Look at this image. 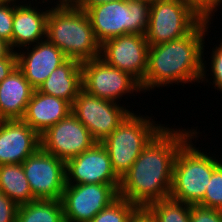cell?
Instances as JSON below:
<instances>
[{
    "label": "cell",
    "instance_id": "obj_1",
    "mask_svg": "<svg viewBox=\"0 0 222 222\" xmlns=\"http://www.w3.org/2000/svg\"><path fill=\"white\" fill-rule=\"evenodd\" d=\"M166 126L144 148L120 179L118 196L140 210L170 196L173 165L180 147L197 131Z\"/></svg>",
    "mask_w": 222,
    "mask_h": 222
},
{
    "label": "cell",
    "instance_id": "obj_2",
    "mask_svg": "<svg viewBox=\"0 0 222 222\" xmlns=\"http://www.w3.org/2000/svg\"><path fill=\"white\" fill-rule=\"evenodd\" d=\"M212 23L201 21L188 35L149 46L147 69L140 83L143 94L160 87L200 84L205 36ZM196 82V83H195ZM174 83V85H173Z\"/></svg>",
    "mask_w": 222,
    "mask_h": 222
},
{
    "label": "cell",
    "instance_id": "obj_3",
    "mask_svg": "<svg viewBox=\"0 0 222 222\" xmlns=\"http://www.w3.org/2000/svg\"><path fill=\"white\" fill-rule=\"evenodd\" d=\"M46 39L68 59L82 63L100 57L101 44L94 36L89 17L74 5L51 6L46 20Z\"/></svg>",
    "mask_w": 222,
    "mask_h": 222
},
{
    "label": "cell",
    "instance_id": "obj_4",
    "mask_svg": "<svg viewBox=\"0 0 222 222\" xmlns=\"http://www.w3.org/2000/svg\"><path fill=\"white\" fill-rule=\"evenodd\" d=\"M198 134L199 130L180 147L176 154L169 196L191 205L198 204L204 198L213 171L222 163V159L215 153H211L212 156L210 150L207 153V150L203 151L204 148L199 150L200 147L194 145L198 142Z\"/></svg>",
    "mask_w": 222,
    "mask_h": 222
},
{
    "label": "cell",
    "instance_id": "obj_5",
    "mask_svg": "<svg viewBox=\"0 0 222 222\" xmlns=\"http://www.w3.org/2000/svg\"><path fill=\"white\" fill-rule=\"evenodd\" d=\"M156 122V123H155ZM165 127L152 116L132 112L101 142L107 149L116 176L121 179L144 148Z\"/></svg>",
    "mask_w": 222,
    "mask_h": 222
},
{
    "label": "cell",
    "instance_id": "obj_6",
    "mask_svg": "<svg viewBox=\"0 0 222 222\" xmlns=\"http://www.w3.org/2000/svg\"><path fill=\"white\" fill-rule=\"evenodd\" d=\"M151 2L146 0H118L90 7L87 13L96 40L126 35H145L149 26Z\"/></svg>",
    "mask_w": 222,
    "mask_h": 222
},
{
    "label": "cell",
    "instance_id": "obj_7",
    "mask_svg": "<svg viewBox=\"0 0 222 222\" xmlns=\"http://www.w3.org/2000/svg\"><path fill=\"white\" fill-rule=\"evenodd\" d=\"M201 21L182 0H153L146 40L153 46L182 38Z\"/></svg>",
    "mask_w": 222,
    "mask_h": 222
},
{
    "label": "cell",
    "instance_id": "obj_8",
    "mask_svg": "<svg viewBox=\"0 0 222 222\" xmlns=\"http://www.w3.org/2000/svg\"><path fill=\"white\" fill-rule=\"evenodd\" d=\"M81 70L82 89L101 99L120 104L119 101L126 95L131 98L135 96L134 93H143L140 83L134 77L110 66L100 57L82 62Z\"/></svg>",
    "mask_w": 222,
    "mask_h": 222
},
{
    "label": "cell",
    "instance_id": "obj_9",
    "mask_svg": "<svg viewBox=\"0 0 222 222\" xmlns=\"http://www.w3.org/2000/svg\"><path fill=\"white\" fill-rule=\"evenodd\" d=\"M130 106L101 99L81 89L72 104V114L90 131L92 138L103 142L132 112Z\"/></svg>",
    "mask_w": 222,
    "mask_h": 222
},
{
    "label": "cell",
    "instance_id": "obj_10",
    "mask_svg": "<svg viewBox=\"0 0 222 222\" xmlns=\"http://www.w3.org/2000/svg\"><path fill=\"white\" fill-rule=\"evenodd\" d=\"M120 184H66L61 202L65 222H90L118 197Z\"/></svg>",
    "mask_w": 222,
    "mask_h": 222
},
{
    "label": "cell",
    "instance_id": "obj_11",
    "mask_svg": "<svg viewBox=\"0 0 222 222\" xmlns=\"http://www.w3.org/2000/svg\"><path fill=\"white\" fill-rule=\"evenodd\" d=\"M22 167L35 200H61L66 186L65 161L40 147Z\"/></svg>",
    "mask_w": 222,
    "mask_h": 222
},
{
    "label": "cell",
    "instance_id": "obj_12",
    "mask_svg": "<svg viewBox=\"0 0 222 222\" xmlns=\"http://www.w3.org/2000/svg\"><path fill=\"white\" fill-rule=\"evenodd\" d=\"M148 50L145 35L126 34L104 41L100 47V58L141 83L147 69Z\"/></svg>",
    "mask_w": 222,
    "mask_h": 222
},
{
    "label": "cell",
    "instance_id": "obj_13",
    "mask_svg": "<svg viewBox=\"0 0 222 222\" xmlns=\"http://www.w3.org/2000/svg\"><path fill=\"white\" fill-rule=\"evenodd\" d=\"M41 148L67 161L91 148L96 141L72 112L40 135Z\"/></svg>",
    "mask_w": 222,
    "mask_h": 222
},
{
    "label": "cell",
    "instance_id": "obj_14",
    "mask_svg": "<svg viewBox=\"0 0 222 222\" xmlns=\"http://www.w3.org/2000/svg\"><path fill=\"white\" fill-rule=\"evenodd\" d=\"M66 184H120L107 149L96 142L85 152L65 162Z\"/></svg>",
    "mask_w": 222,
    "mask_h": 222
},
{
    "label": "cell",
    "instance_id": "obj_15",
    "mask_svg": "<svg viewBox=\"0 0 222 222\" xmlns=\"http://www.w3.org/2000/svg\"><path fill=\"white\" fill-rule=\"evenodd\" d=\"M24 48L16 52L17 67L34 89H38L50 73L68 59L47 39Z\"/></svg>",
    "mask_w": 222,
    "mask_h": 222
},
{
    "label": "cell",
    "instance_id": "obj_16",
    "mask_svg": "<svg viewBox=\"0 0 222 222\" xmlns=\"http://www.w3.org/2000/svg\"><path fill=\"white\" fill-rule=\"evenodd\" d=\"M40 147V135L27 123L0 120V165L22 164Z\"/></svg>",
    "mask_w": 222,
    "mask_h": 222
},
{
    "label": "cell",
    "instance_id": "obj_17",
    "mask_svg": "<svg viewBox=\"0 0 222 222\" xmlns=\"http://www.w3.org/2000/svg\"><path fill=\"white\" fill-rule=\"evenodd\" d=\"M33 3L35 2L14 5L12 50L15 52L46 39V20L50 5L40 10L42 5L38 9L37 3L35 6Z\"/></svg>",
    "mask_w": 222,
    "mask_h": 222
},
{
    "label": "cell",
    "instance_id": "obj_18",
    "mask_svg": "<svg viewBox=\"0 0 222 222\" xmlns=\"http://www.w3.org/2000/svg\"><path fill=\"white\" fill-rule=\"evenodd\" d=\"M72 105L59 97L34 90L21 119L39 135L71 113Z\"/></svg>",
    "mask_w": 222,
    "mask_h": 222
},
{
    "label": "cell",
    "instance_id": "obj_19",
    "mask_svg": "<svg viewBox=\"0 0 222 222\" xmlns=\"http://www.w3.org/2000/svg\"><path fill=\"white\" fill-rule=\"evenodd\" d=\"M34 90L16 67L0 82V120H21Z\"/></svg>",
    "mask_w": 222,
    "mask_h": 222
},
{
    "label": "cell",
    "instance_id": "obj_20",
    "mask_svg": "<svg viewBox=\"0 0 222 222\" xmlns=\"http://www.w3.org/2000/svg\"><path fill=\"white\" fill-rule=\"evenodd\" d=\"M81 89V62L67 59L50 73L37 90L46 95L62 98L72 105Z\"/></svg>",
    "mask_w": 222,
    "mask_h": 222
},
{
    "label": "cell",
    "instance_id": "obj_21",
    "mask_svg": "<svg viewBox=\"0 0 222 222\" xmlns=\"http://www.w3.org/2000/svg\"><path fill=\"white\" fill-rule=\"evenodd\" d=\"M0 192L18 206L35 201L22 164L0 165Z\"/></svg>",
    "mask_w": 222,
    "mask_h": 222
},
{
    "label": "cell",
    "instance_id": "obj_22",
    "mask_svg": "<svg viewBox=\"0 0 222 222\" xmlns=\"http://www.w3.org/2000/svg\"><path fill=\"white\" fill-rule=\"evenodd\" d=\"M16 222H65L61 200H35L18 206Z\"/></svg>",
    "mask_w": 222,
    "mask_h": 222
},
{
    "label": "cell",
    "instance_id": "obj_23",
    "mask_svg": "<svg viewBox=\"0 0 222 222\" xmlns=\"http://www.w3.org/2000/svg\"><path fill=\"white\" fill-rule=\"evenodd\" d=\"M190 206L168 197L148 205L144 211L154 222H190Z\"/></svg>",
    "mask_w": 222,
    "mask_h": 222
},
{
    "label": "cell",
    "instance_id": "obj_24",
    "mask_svg": "<svg viewBox=\"0 0 222 222\" xmlns=\"http://www.w3.org/2000/svg\"><path fill=\"white\" fill-rule=\"evenodd\" d=\"M139 211L137 206L118 196L90 222H130Z\"/></svg>",
    "mask_w": 222,
    "mask_h": 222
},
{
    "label": "cell",
    "instance_id": "obj_25",
    "mask_svg": "<svg viewBox=\"0 0 222 222\" xmlns=\"http://www.w3.org/2000/svg\"><path fill=\"white\" fill-rule=\"evenodd\" d=\"M220 44L214 45V47L212 48V54L210 55V59L208 58V61L211 60V65L209 67L210 69V73H207L208 69L206 65L207 62L205 60V56L206 53L204 54L205 48L203 47V71H202V77H201V83H211L209 80L210 78L208 77L209 74L210 76L212 75V85H214V89H217L218 91H220L222 93V39L220 38ZM207 74V75H206ZM207 76V77H206ZM209 79V80H208ZM206 81V82H205Z\"/></svg>",
    "mask_w": 222,
    "mask_h": 222
},
{
    "label": "cell",
    "instance_id": "obj_26",
    "mask_svg": "<svg viewBox=\"0 0 222 222\" xmlns=\"http://www.w3.org/2000/svg\"><path fill=\"white\" fill-rule=\"evenodd\" d=\"M201 206L222 210V163L213 171Z\"/></svg>",
    "mask_w": 222,
    "mask_h": 222
},
{
    "label": "cell",
    "instance_id": "obj_27",
    "mask_svg": "<svg viewBox=\"0 0 222 222\" xmlns=\"http://www.w3.org/2000/svg\"><path fill=\"white\" fill-rule=\"evenodd\" d=\"M202 21L211 22L222 0H182ZM213 16V17H212Z\"/></svg>",
    "mask_w": 222,
    "mask_h": 222
},
{
    "label": "cell",
    "instance_id": "obj_28",
    "mask_svg": "<svg viewBox=\"0 0 222 222\" xmlns=\"http://www.w3.org/2000/svg\"><path fill=\"white\" fill-rule=\"evenodd\" d=\"M14 5L0 3V38L6 40L12 49Z\"/></svg>",
    "mask_w": 222,
    "mask_h": 222
},
{
    "label": "cell",
    "instance_id": "obj_29",
    "mask_svg": "<svg viewBox=\"0 0 222 222\" xmlns=\"http://www.w3.org/2000/svg\"><path fill=\"white\" fill-rule=\"evenodd\" d=\"M190 222H222V210L204 207L199 204L191 205Z\"/></svg>",
    "mask_w": 222,
    "mask_h": 222
},
{
    "label": "cell",
    "instance_id": "obj_30",
    "mask_svg": "<svg viewBox=\"0 0 222 222\" xmlns=\"http://www.w3.org/2000/svg\"><path fill=\"white\" fill-rule=\"evenodd\" d=\"M18 205L0 192V222H16Z\"/></svg>",
    "mask_w": 222,
    "mask_h": 222
},
{
    "label": "cell",
    "instance_id": "obj_31",
    "mask_svg": "<svg viewBox=\"0 0 222 222\" xmlns=\"http://www.w3.org/2000/svg\"><path fill=\"white\" fill-rule=\"evenodd\" d=\"M17 67V55L12 51L6 58L0 59V82Z\"/></svg>",
    "mask_w": 222,
    "mask_h": 222
},
{
    "label": "cell",
    "instance_id": "obj_32",
    "mask_svg": "<svg viewBox=\"0 0 222 222\" xmlns=\"http://www.w3.org/2000/svg\"><path fill=\"white\" fill-rule=\"evenodd\" d=\"M112 1H118V0H76L73 5L78 9L86 11L90 7L95 6L97 4L108 3Z\"/></svg>",
    "mask_w": 222,
    "mask_h": 222
},
{
    "label": "cell",
    "instance_id": "obj_33",
    "mask_svg": "<svg viewBox=\"0 0 222 222\" xmlns=\"http://www.w3.org/2000/svg\"><path fill=\"white\" fill-rule=\"evenodd\" d=\"M12 51L10 44L6 40L0 38V59L6 58Z\"/></svg>",
    "mask_w": 222,
    "mask_h": 222
},
{
    "label": "cell",
    "instance_id": "obj_34",
    "mask_svg": "<svg viewBox=\"0 0 222 222\" xmlns=\"http://www.w3.org/2000/svg\"><path fill=\"white\" fill-rule=\"evenodd\" d=\"M130 222H154L149 215L144 211L140 210Z\"/></svg>",
    "mask_w": 222,
    "mask_h": 222
},
{
    "label": "cell",
    "instance_id": "obj_35",
    "mask_svg": "<svg viewBox=\"0 0 222 222\" xmlns=\"http://www.w3.org/2000/svg\"><path fill=\"white\" fill-rule=\"evenodd\" d=\"M42 1V2H41ZM40 2L38 1V5H39V3L40 4H44L43 6H45V5H47L46 3H50L51 2V0H41ZM54 1H56V0H54ZM76 0H57L56 2H54L56 5H73L74 4V2H75ZM52 3H53V0H52V2L50 3L51 5H52Z\"/></svg>",
    "mask_w": 222,
    "mask_h": 222
},
{
    "label": "cell",
    "instance_id": "obj_36",
    "mask_svg": "<svg viewBox=\"0 0 222 222\" xmlns=\"http://www.w3.org/2000/svg\"><path fill=\"white\" fill-rule=\"evenodd\" d=\"M26 1V2H25ZM19 2V3H18ZM32 2H34L32 0ZM0 3L2 4H13V5H21V4H26V3H31V1L29 0L27 2V0H22V1H19V0H0ZM17 3V4H16Z\"/></svg>",
    "mask_w": 222,
    "mask_h": 222
}]
</instances>
